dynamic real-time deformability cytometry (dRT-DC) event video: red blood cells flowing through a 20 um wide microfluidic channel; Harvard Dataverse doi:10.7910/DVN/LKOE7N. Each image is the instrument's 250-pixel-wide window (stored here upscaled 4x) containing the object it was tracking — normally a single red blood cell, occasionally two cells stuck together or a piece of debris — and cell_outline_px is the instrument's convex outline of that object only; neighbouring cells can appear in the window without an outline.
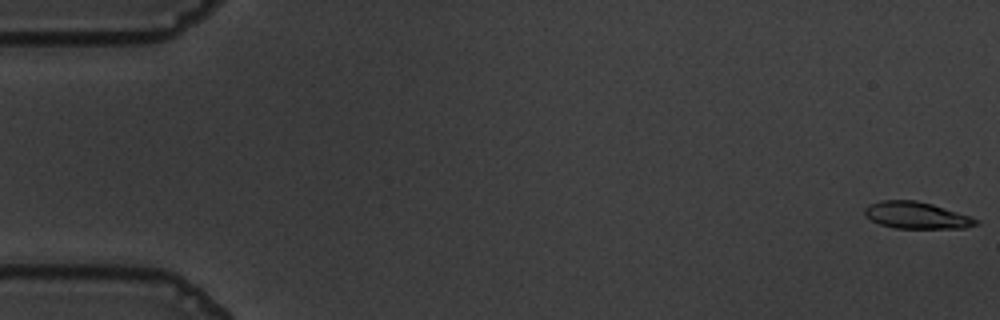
{"species": "common noctule bat (a hibernating species)", "species_latin": "Nyctalus noctula", "temperature_condition": "warm", "stored_images_in_passage": 11, "camera_frame_rate_fps": 3000, "um_per_image_px": 0.085, "animal": {"sex": "male", "body_mass_g": 19.5, "forearm_length_mm": 54.6}, "frame": {"image": 1, "passage_image": 1, "time_ms": 0.0, "image_size_px": [1000, 320], "cell_outline_px": [[980, 224], [964, 228], [892, 228], [880, 224], [864, 216], [864, 208], [868, 204], [880, 200], [916, 200], [932, 204], [972, 216], [980, 220]], "centroid_in_image_um": [77.91, 18.3], "position_along_channel_um": 7.1, "area_um2": 17.63}}